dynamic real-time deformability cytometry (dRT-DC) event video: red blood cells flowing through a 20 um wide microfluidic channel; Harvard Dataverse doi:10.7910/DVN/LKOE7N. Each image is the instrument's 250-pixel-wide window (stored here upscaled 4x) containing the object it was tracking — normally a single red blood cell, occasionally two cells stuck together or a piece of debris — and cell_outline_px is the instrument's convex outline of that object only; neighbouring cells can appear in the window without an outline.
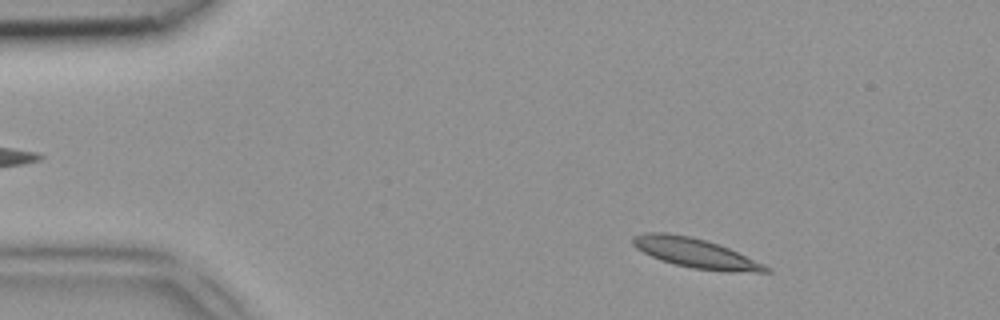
{"species": "common noctule bat (a hibernating species)", "species_latin": "Nyctalus noctula", "temperature_condition": "room temperature", "stored_images_in_passage": 44, "camera_frame_rate_fps": 3000, "um_per_image_px": 0.085, "animal": {"sex": "female", "body_mass_g": 18.4}, "frame": {"image": 1, "passage_image": 4, "time_ms": 1.0, "image_size_px": [1000, 320], "cell_outline_px": [[772, 272], [728, 272], [692, 268], [660, 260], [636, 248], [632, 244], [632, 240], [636, 236], [644, 232], [668, 232], [692, 236], [728, 248], [764, 264], [772, 268]], "centroid_in_image_um": [59.13, 21.51], "position_along_channel_um": 25.9, "area_um2": 22.77}}
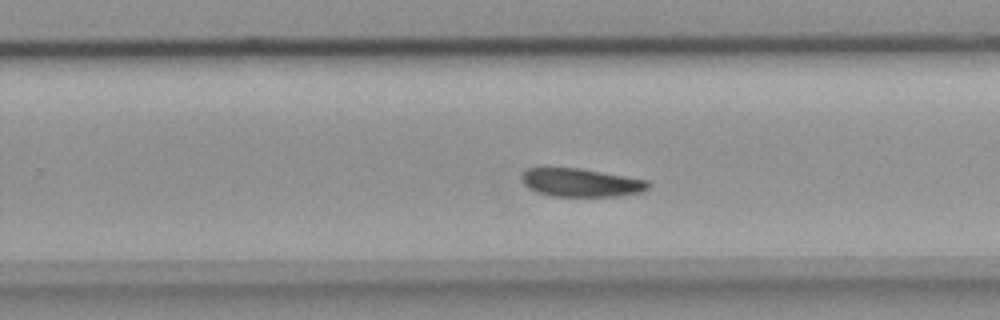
{"frame": {"image": 2, "passage_image": 27, "time_ms": 8.667, "image_size_px": [1000, 320], "cell_outline_px": [[652, 184], [644, 192], [620, 196], [552, 196], [536, 192], [528, 188], [524, 184], [520, 176], [528, 168], [544, 164], [580, 168], [648, 180]], "centroid_in_image_um": [49.33, 15.48], "position_along_channel_um": 280.5, "area_um2": 21.73}}
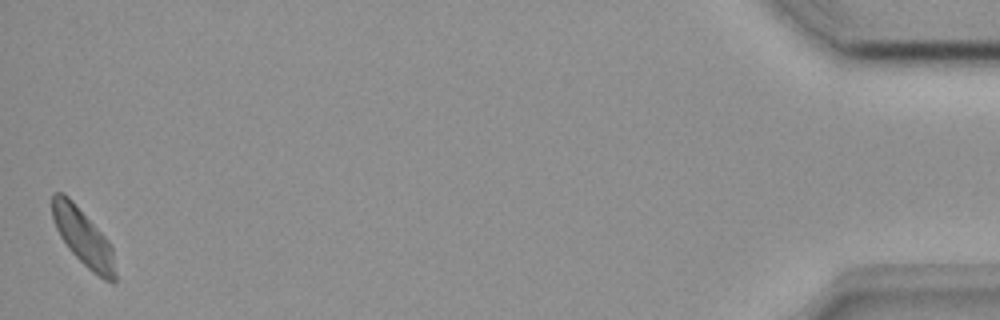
{"frame": {"image": 3, "passage_image": 44, "time_ms": 14.333, "image_size_px": [1000, 320], "cell_outline_px": [[116, 280], [112, 284], [104, 280], [92, 272], [68, 248], [60, 236], [56, 228], [52, 216], [52, 192], [64, 192], [72, 200], [108, 240], [112, 248], [116, 272]], "centroid_in_image_um": [7.07, 20.18], "position_along_channel_um": 428.1, "area_um2": 20.81}}